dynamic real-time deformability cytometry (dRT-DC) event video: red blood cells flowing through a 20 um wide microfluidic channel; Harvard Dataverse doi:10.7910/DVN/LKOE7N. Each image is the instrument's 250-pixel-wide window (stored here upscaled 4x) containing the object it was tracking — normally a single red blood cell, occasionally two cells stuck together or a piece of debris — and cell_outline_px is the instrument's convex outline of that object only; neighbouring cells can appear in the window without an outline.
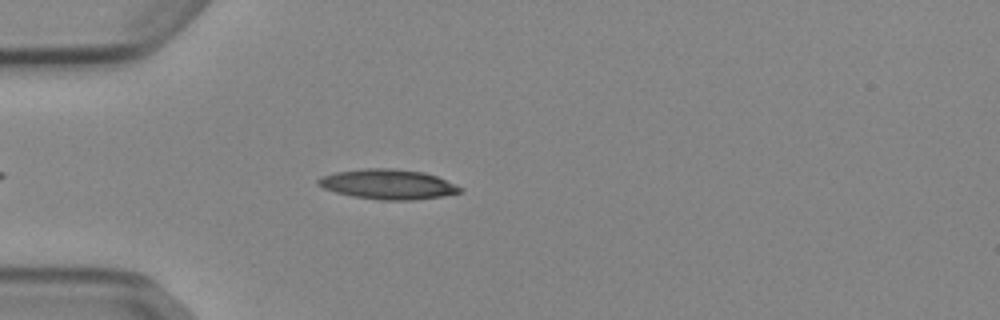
{"species": "Egyptian fruit bat (a non-hibernating species)", "species_latin": "Rousettus aegyptiacus", "temperature_condition": "cold", "stored_images_in_passage": 40, "camera_frame_rate_fps": 3000, "um_per_image_px": 0.085, "animal": {"sex": "female"}, "frame": {"image": 1, "passage_image": 3, "time_ms": 0.667, "image_size_px": [1000, 320], "cell_outline_px": [[464, 188], [460, 192], [444, 196], [412, 200], [380, 200], [352, 196], [336, 192], [324, 188], [316, 184], [316, 180], [320, 176], [336, 172], [364, 168], [392, 168], [424, 172], [436, 176]], "centroid_in_image_um": [32.96, 15.66], "position_along_channel_um": 52.0, "area_um2": 24.8}}
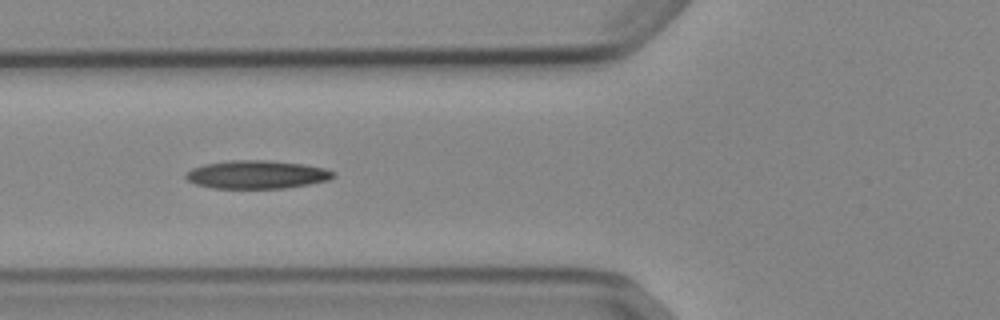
{"frame": {"image": 2, "passage_image": 8, "time_ms": 2.333, "image_size_px": [1000, 320], "cell_outline_px": [[336, 176], [328, 180], [308, 184], [284, 188], [212, 188], [196, 184], [188, 180], [184, 176], [184, 172], [192, 168], [204, 164], [228, 160], [268, 160], [304, 164], [324, 168], [336, 172]], "centroid_in_image_um": [21.81, 14.83], "position_along_channel_um": 104.0, "area_um2": 24.39}}
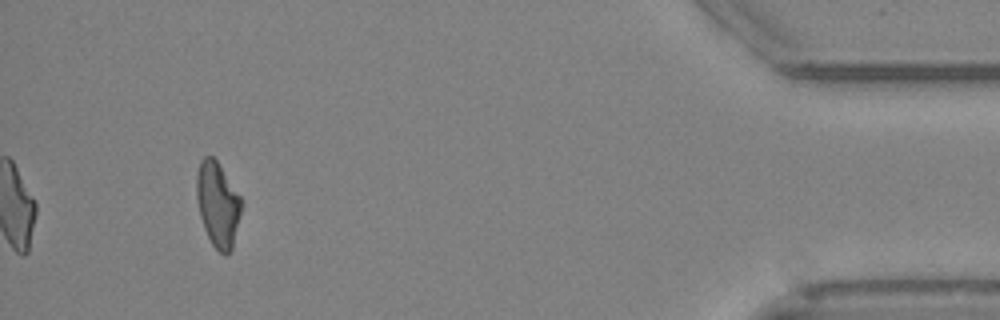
{"frame": {"image": 3, "passage_image": 37, "time_ms": 12.0, "image_size_px": [1000, 320], "cell_outline_px": [[244, 204], [232, 248], [228, 256], [224, 256], [212, 244], [204, 228], [200, 216], [196, 196], [196, 172], [200, 160], [204, 156], [212, 156], [216, 160], [244, 200]], "centroid_in_image_um": [18.53, 17.37], "position_along_channel_um": 416.7, "area_um2": 22.6}, "authors_computed_cell_mechanics": {"area_um2": 23.12, "velocity_mm_per_s": 3.8866, "shape_relaxation_time_tau1_ms": null, "shape_relaxation_time_tau2_ms": 6.8925, "deformation_change_tau1": null, "deformation_change_tau2": 0.1824}}